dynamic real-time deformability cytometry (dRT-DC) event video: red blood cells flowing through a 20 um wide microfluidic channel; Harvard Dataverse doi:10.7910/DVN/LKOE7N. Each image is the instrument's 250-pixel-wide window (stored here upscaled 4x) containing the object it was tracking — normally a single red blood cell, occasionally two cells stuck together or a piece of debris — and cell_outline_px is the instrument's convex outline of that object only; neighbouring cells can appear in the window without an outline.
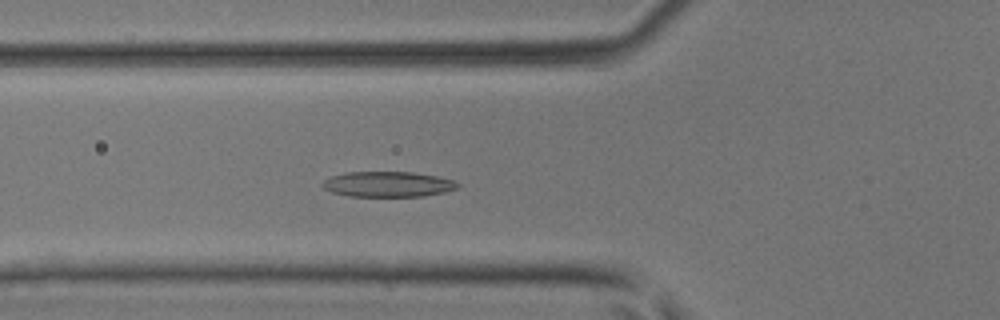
{"species": "common noctule bat (a hibernating species)", "species_latin": "Nyctalus noctula", "temperature_condition": "room temperature", "stored_images_in_passage": 45, "camera_frame_rate_fps": 3000, "um_per_image_px": 0.085, "animal": {"sex": "male", "body_mass_g": 17.9, "forearm_length_mm": 54.2}, "frame": {"image": 1, "passage_image": 14, "time_ms": 4.333, "image_size_px": [1000, 320], "cell_outline_px": [[460, 188], [444, 192], [424, 196], [348, 196], [332, 192], [324, 188], [320, 184], [324, 180], [332, 176], [344, 172], [412, 172], [436, 176], [452, 180], [460, 184]], "centroid_in_image_um": [32.97, 15.66], "position_along_channel_um": 92.8, "area_um2": 20.0}}
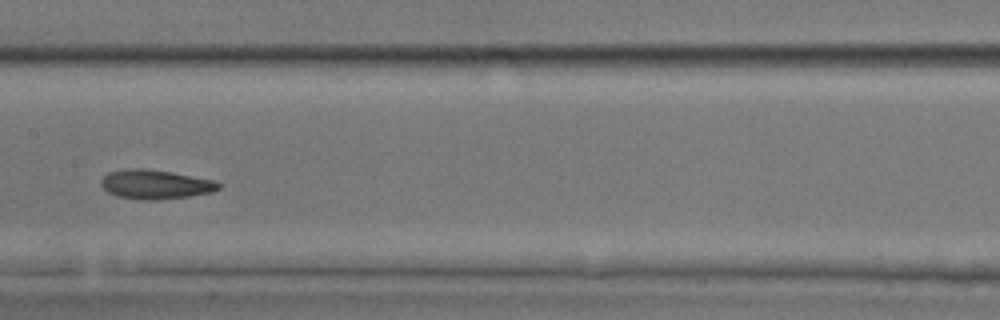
{"frame": {"image": 2, "passage_image": 21, "time_ms": 6.667, "image_size_px": [1000, 320], "cell_outline_px": [[224, 184], [220, 188], [212, 192], [188, 196], [156, 200], [140, 200], [120, 196], [108, 192], [100, 184], [100, 180], [108, 172], [128, 168], [144, 168], [172, 172], [216, 180]], "centroid_in_image_um": [13.24, 15.66], "position_along_channel_um": 194.2, "area_um2": 20.17}}
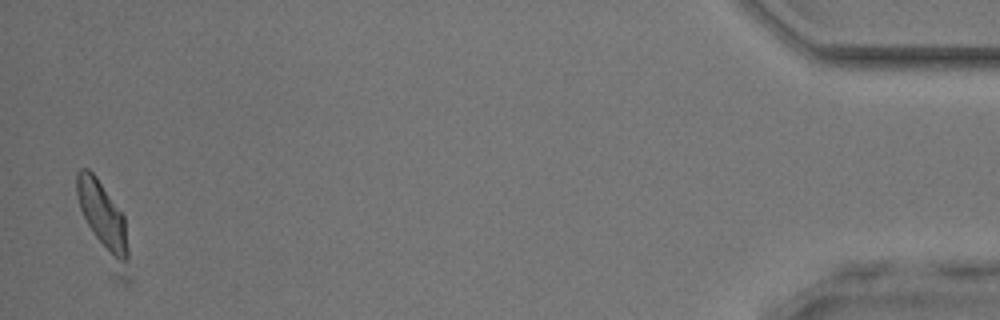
{"frame": {"image": 3, "passage_image": 43, "time_ms": 14.0, "image_size_px": [1000, 320], "cell_outline_px": [[132, 284], [124, 284], [112, 280], [108, 276], [80, 208], [76, 192], [76, 172], [80, 168], [88, 168], [96, 176], [124, 216], [132, 280]], "centroid_in_image_um": [8.89, 19.18], "position_along_channel_um": 426.3, "area_um2": 25.09}}